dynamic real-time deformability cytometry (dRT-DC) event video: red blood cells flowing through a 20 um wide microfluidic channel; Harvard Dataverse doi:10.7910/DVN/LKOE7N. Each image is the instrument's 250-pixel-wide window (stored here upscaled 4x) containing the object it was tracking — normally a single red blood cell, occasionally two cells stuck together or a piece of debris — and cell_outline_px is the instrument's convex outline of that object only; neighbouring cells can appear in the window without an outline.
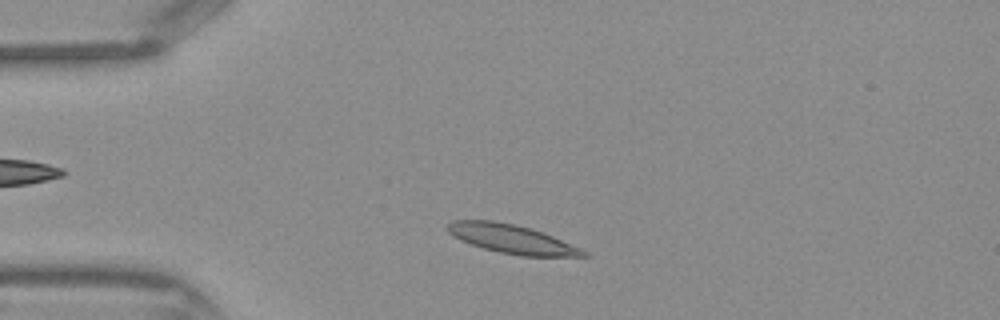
{"species": "Egyptian fruit bat (a non-hibernating species)", "species_latin": "Rousettus aegyptiacus", "temperature_condition": "warm", "stored_images_in_passage": 37, "camera_frame_rate_fps": 3000, "um_per_image_px": 0.085, "frame": {"image": 1, "passage_image": 4, "time_ms": 1.0, "image_size_px": [1000, 320], "cell_outline_px": [[588, 256], [520, 256], [500, 252], [484, 248], [460, 240], [452, 236], [444, 228], [452, 220], [492, 220], [516, 224], [532, 228], [544, 232], [580, 248], [588, 252]], "centroid_in_image_um": [43.47, 20.3], "position_along_channel_um": 41.5, "area_um2": 22.89}}
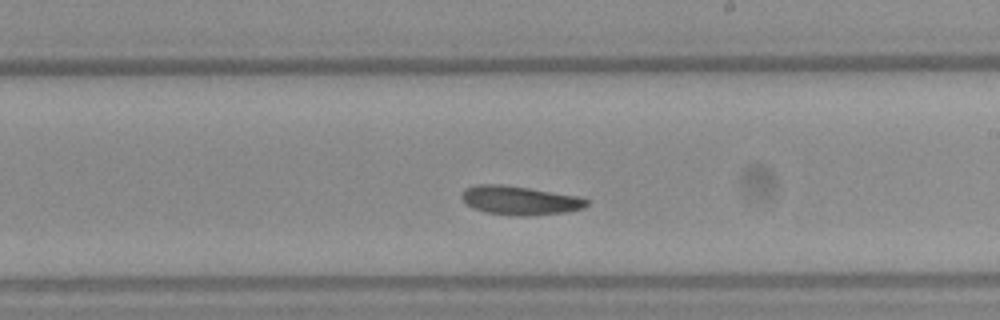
{"frame": {"image": 2, "passage_image": 19, "time_ms": 6.0, "image_size_px": [1000, 320], "cell_outline_px": [[588, 204], [584, 208], [568, 212], [528, 216], [516, 216], [488, 212], [476, 208], [468, 204], [460, 196], [460, 192], [464, 188], [476, 184], [500, 184], [528, 188], [580, 196], [588, 200]], "centroid_in_image_um": [44.21, 17.03], "position_along_channel_um": 244.8, "area_um2": 21.04}}
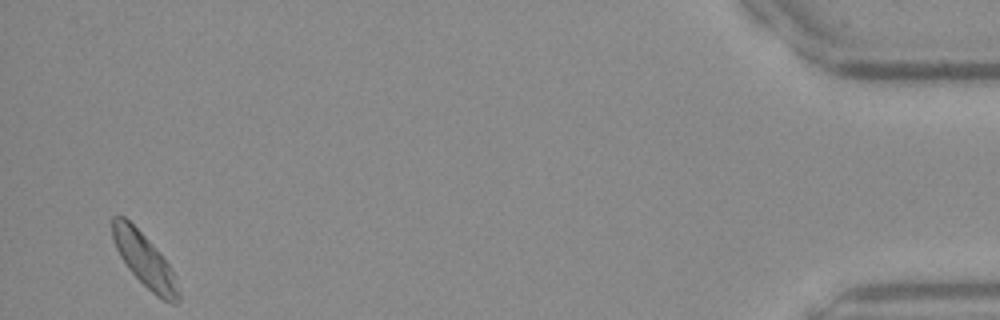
{"frame": {"image": 3, "passage_image": 36, "time_ms": 11.667, "image_size_px": [1000, 320], "cell_outline_px": [[180, 300], [176, 304], [172, 304], [156, 296], [128, 268], [120, 256], [112, 240], [112, 216], [124, 216], [160, 252], [172, 268], [180, 292]], "centroid_in_image_um": [12.3, 22.13], "position_along_channel_um": 422.9, "area_um2": 20.4}}